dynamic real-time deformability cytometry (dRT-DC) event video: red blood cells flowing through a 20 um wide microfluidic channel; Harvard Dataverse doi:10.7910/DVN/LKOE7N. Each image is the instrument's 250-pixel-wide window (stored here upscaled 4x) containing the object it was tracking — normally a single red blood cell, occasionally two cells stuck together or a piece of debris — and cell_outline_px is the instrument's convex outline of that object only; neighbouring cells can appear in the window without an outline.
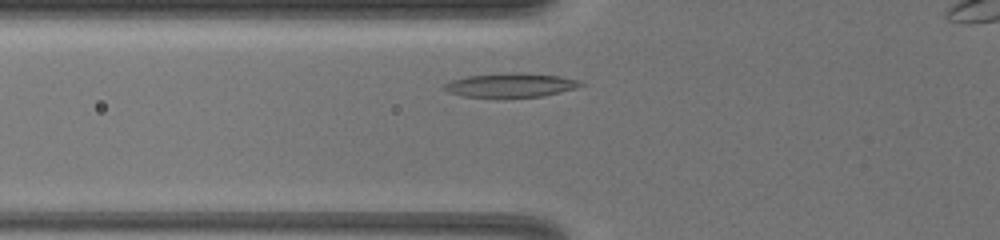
{"species": "common noctule bat (a hibernating species)", "species_latin": "Nyctalus noctula", "temperature_condition": "warm", "stored_images_in_passage": 3, "camera_frame_rate_fps": 3000, "um_per_image_px": 0.085, "animal": {"sex": "female", "body_mass_g": 19.5, "forearm_length_mm": 54.1}, "frame": {"image": 1, "passage_image": 2, "time_ms": 1.0, "image_size_px": [1000, 240], "cell_outline_px": [[584, 84], [576, 88], [540, 96], [464, 96], [448, 92], [440, 88], [444, 84], [452, 80], [468, 76], [512, 72], [520, 72], [560, 76], [580, 80]], "centroid_in_image_um": [43.4, 7.21], "position_along_channel_um": 82.4, "area_um2": 18.73}}